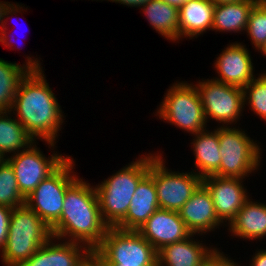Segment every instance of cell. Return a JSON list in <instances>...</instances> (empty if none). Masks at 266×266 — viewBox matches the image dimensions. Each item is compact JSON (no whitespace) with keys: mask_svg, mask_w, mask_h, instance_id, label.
Listing matches in <instances>:
<instances>
[{"mask_svg":"<svg viewBox=\"0 0 266 266\" xmlns=\"http://www.w3.org/2000/svg\"><path fill=\"white\" fill-rule=\"evenodd\" d=\"M52 237L51 228L26 204L12 208L2 264L20 266Z\"/></svg>","mask_w":266,"mask_h":266,"instance_id":"obj_4","label":"cell"},{"mask_svg":"<svg viewBox=\"0 0 266 266\" xmlns=\"http://www.w3.org/2000/svg\"><path fill=\"white\" fill-rule=\"evenodd\" d=\"M140 9L150 26L165 39L179 42V10L161 0H149Z\"/></svg>","mask_w":266,"mask_h":266,"instance_id":"obj_23","label":"cell"},{"mask_svg":"<svg viewBox=\"0 0 266 266\" xmlns=\"http://www.w3.org/2000/svg\"><path fill=\"white\" fill-rule=\"evenodd\" d=\"M36 142L25 150L6 157L14 170L18 188L24 198H27L44 179L69 157L57 153L55 150L53 154L49 155L50 157H46Z\"/></svg>","mask_w":266,"mask_h":266,"instance_id":"obj_11","label":"cell"},{"mask_svg":"<svg viewBox=\"0 0 266 266\" xmlns=\"http://www.w3.org/2000/svg\"><path fill=\"white\" fill-rule=\"evenodd\" d=\"M240 127H218L221 162L213 174L220 177L245 179L259 170L261 145L247 135Z\"/></svg>","mask_w":266,"mask_h":266,"instance_id":"obj_5","label":"cell"},{"mask_svg":"<svg viewBox=\"0 0 266 266\" xmlns=\"http://www.w3.org/2000/svg\"><path fill=\"white\" fill-rule=\"evenodd\" d=\"M162 152L150 153L149 173L153 176L160 209L179 211L202 183L194 173L172 171L165 165ZM164 159V160H163Z\"/></svg>","mask_w":266,"mask_h":266,"instance_id":"obj_9","label":"cell"},{"mask_svg":"<svg viewBox=\"0 0 266 266\" xmlns=\"http://www.w3.org/2000/svg\"><path fill=\"white\" fill-rule=\"evenodd\" d=\"M103 266H138V265H103Z\"/></svg>","mask_w":266,"mask_h":266,"instance_id":"obj_40","label":"cell"},{"mask_svg":"<svg viewBox=\"0 0 266 266\" xmlns=\"http://www.w3.org/2000/svg\"><path fill=\"white\" fill-rule=\"evenodd\" d=\"M178 212L188 230L197 236L224 226L216 215L209 191L202 183Z\"/></svg>","mask_w":266,"mask_h":266,"instance_id":"obj_15","label":"cell"},{"mask_svg":"<svg viewBox=\"0 0 266 266\" xmlns=\"http://www.w3.org/2000/svg\"><path fill=\"white\" fill-rule=\"evenodd\" d=\"M250 50L242 43L229 44L214 60L218 77L213 80L244 88L256 76Z\"/></svg>","mask_w":266,"mask_h":266,"instance_id":"obj_13","label":"cell"},{"mask_svg":"<svg viewBox=\"0 0 266 266\" xmlns=\"http://www.w3.org/2000/svg\"><path fill=\"white\" fill-rule=\"evenodd\" d=\"M12 116L10 111H0V153L4 158L25 150L35 142L24 126Z\"/></svg>","mask_w":266,"mask_h":266,"instance_id":"obj_25","label":"cell"},{"mask_svg":"<svg viewBox=\"0 0 266 266\" xmlns=\"http://www.w3.org/2000/svg\"><path fill=\"white\" fill-rule=\"evenodd\" d=\"M252 47L258 50L266 41V0H259L252 8L245 29Z\"/></svg>","mask_w":266,"mask_h":266,"instance_id":"obj_28","label":"cell"},{"mask_svg":"<svg viewBox=\"0 0 266 266\" xmlns=\"http://www.w3.org/2000/svg\"><path fill=\"white\" fill-rule=\"evenodd\" d=\"M244 179L210 175L202 178V184L213 199L218 219L226 226L249 199ZM227 224H225V223Z\"/></svg>","mask_w":266,"mask_h":266,"instance_id":"obj_12","label":"cell"},{"mask_svg":"<svg viewBox=\"0 0 266 266\" xmlns=\"http://www.w3.org/2000/svg\"><path fill=\"white\" fill-rule=\"evenodd\" d=\"M138 232L158 251L165 245L183 241L192 233L178 211L156 210Z\"/></svg>","mask_w":266,"mask_h":266,"instance_id":"obj_14","label":"cell"},{"mask_svg":"<svg viewBox=\"0 0 266 266\" xmlns=\"http://www.w3.org/2000/svg\"><path fill=\"white\" fill-rule=\"evenodd\" d=\"M161 1H163L169 5L174 6L175 8H177L179 10L189 0H161Z\"/></svg>","mask_w":266,"mask_h":266,"instance_id":"obj_36","label":"cell"},{"mask_svg":"<svg viewBox=\"0 0 266 266\" xmlns=\"http://www.w3.org/2000/svg\"><path fill=\"white\" fill-rule=\"evenodd\" d=\"M44 73H27L17 88L10 112L35 141H45L54 150L65 115Z\"/></svg>","mask_w":266,"mask_h":266,"instance_id":"obj_1","label":"cell"},{"mask_svg":"<svg viewBox=\"0 0 266 266\" xmlns=\"http://www.w3.org/2000/svg\"><path fill=\"white\" fill-rule=\"evenodd\" d=\"M265 72V73H264ZM244 104L266 121V71L261 72L243 88Z\"/></svg>","mask_w":266,"mask_h":266,"instance_id":"obj_27","label":"cell"},{"mask_svg":"<svg viewBox=\"0 0 266 266\" xmlns=\"http://www.w3.org/2000/svg\"><path fill=\"white\" fill-rule=\"evenodd\" d=\"M74 161L69 155L52 174L25 198V204L50 228L61 217L67 188L79 177L73 170L75 169Z\"/></svg>","mask_w":266,"mask_h":266,"instance_id":"obj_8","label":"cell"},{"mask_svg":"<svg viewBox=\"0 0 266 266\" xmlns=\"http://www.w3.org/2000/svg\"><path fill=\"white\" fill-rule=\"evenodd\" d=\"M93 253L103 265L157 266V250L136 230L108 227Z\"/></svg>","mask_w":266,"mask_h":266,"instance_id":"obj_7","label":"cell"},{"mask_svg":"<svg viewBox=\"0 0 266 266\" xmlns=\"http://www.w3.org/2000/svg\"><path fill=\"white\" fill-rule=\"evenodd\" d=\"M4 156L0 153V164L5 160Z\"/></svg>","mask_w":266,"mask_h":266,"instance_id":"obj_39","label":"cell"},{"mask_svg":"<svg viewBox=\"0 0 266 266\" xmlns=\"http://www.w3.org/2000/svg\"><path fill=\"white\" fill-rule=\"evenodd\" d=\"M80 266H103L99 258L92 252Z\"/></svg>","mask_w":266,"mask_h":266,"instance_id":"obj_34","label":"cell"},{"mask_svg":"<svg viewBox=\"0 0 266 266\" xmlns=\"http://www.w3.org/2000/svg\"><path fill=\"white\" fill-rule=\"evenodd\" d=\"M226 255V256H225ZM228 254L219 251L216 247L212 253L205 259L202 266H241L238 262H234V259L229 258Z\"/></svg>","mask_w":266,"mask_h":266,"instance_id":"obj_29","label":"cell"},{"mask_svg":"<svg viewBox=\"0 0 266 266\" xmlns=\"http://www.w3.org/2000/svg\"><path fill=\"white\" fill-rule=\"evenodd\" d=\"M195 86L201 98L206 123L212 119L217 121L218 126L221 123L220 126L227 127L241 120L245 109L243 88L209 78H202Z\"/></svg>","mask_w":266,"mask_h":266,"instance_id":"obj_10","label":"cell"},{"mask_svg":"<svg viewBox=\"0 0 266 266\" xmlns=\"http://www.w3.org/2000/svg\"><path fill=\"white\" fill-rule=\"evenodd\" d=\"M211 3H213L214 5H218V4H229V3H237L240 2L242 0H209Z\"/></svg>","mask_w":266,"mask_h":266,"instance_id":"obj_37","label":"cell"},{"mask_svg":"<svg viewBox=\"0 0 266 266\" xmlns=\"http://www.w3.org/2000/svg\"><path fill=\"white\" fill-rule=\"evenodd\" d=\"M213 131L203 130L194 134L191 147L195 157V174L204 178L213 175L220 167L221 154L218 126Z\"/></svg>","mask_w":266,"mask_h":266,"instance_id":"obj_22","label":"cell"},{"mask_svg":"<svg viewBox=\"0 0 266 266\" xmlns=\"http://www.w3.org/2000/svg\"><path fill=\"white\" fill-rule=\"evenodd\" d=\"M248 199L242 209L227 225V230L243 240H258L266 237V204Z\"/></svg>","mask_w":266,"mask_h":266,"instance_id":"obj_19","label":"cell"},{"mask_svg":"<svg viewBox=\"0 0 266 266\" xmlns=\"http://www.w3.org/2000/svg\"><path fill=\"white\" fill-rule=\"evenodd\" d=\"M140 156L95 185L101 217L108 227H116L125 218L139 182L149 172L150 153Z\"/></svg>","mask_w":266,"mask_h":266,"instance_id":"obj_3","label":"cell"},{"mask_svg":"<svg viewBox=\"0 0 266 266\" xmlns=\"http://www.w3.org/2000/svg\"><path fill=\"white\" fill-rule=\"evenodd\" d=\"M259 0L214 5L212 31L245 33L249 14Z\"/></svg>","mask_w":266,"mask_h":266,"instance_id":"obj_24","label":"cell"},{"mask_svg":"<svg viewBox=\"0 0 266 266\" xmlns=\"http://www.w3.org/2000/svg\"><path fill=\"white\" fill-rule=\"evenodd\" d=\"M11 213L12 208L0 204V252L6 245Z\"/></svg>","mask_w":266,"mask_h":266,"instance_id":"obj_30","label":"cell"},{"mask_svg":"<svg viewBox=\"0 0 266 266\" xmlns=\"http://www.w3.org/2000/svg\"><path fill=\"white\" fill-rule=\"evenodd\" d=\"M0 204L10 208L25 204L14 170L6 159L0 164Z\"/></svg>","mask_w":266,"mask_h":266,"instance_id":"obj_26","label":"cell"},{"mask_svg":"<svg viewBox=\"0 0 266 266\" xmlns=\"http://www.w3.org/2000/svg\"><path fill=\"white\" fill-rule=\"evenodd\" d=\"M10 3L11 2L0 1V33L4 25L7 24V19L10 16L15 15L17 13L20 14L25 9L27 10V8H24V6H22L21 4H15L14 2H12L11 4Z\"/></svg>","mask_w":266,"mask_h":266,"instance_id":"obj_31","label":"cell"},{"mask_svg":"<svg viewBox=\"0 0 266 266\" xmlns=\"http://www.w3.org/2000/svg\"><path fill=\"white\" fill-rule=\"evenodd\" d=\"M250 266H266V249H259L253 253Z\"/></svg>","mask_w":266,"mask_h":266,"instance_id":"obj_32","label":"cell"},{"mask_svg":"<svg viewBox=\"0 0 266 266\" xmlns=\"http://www.w3.org/2000/svg\"><path fill=\"white\" fill-rule=\"evenodd\" d=\"M194 83L176 81L167 89L156 111L161 121H166L179 129L197 134L208 129L201 98Z\"/></svg>","mask_w":266,"mask_h":266,"instance_id":"obj_6","label":"cell"},{"mask_svg":"<svg viewBox=\"0 0 266 266\" xmlns=\"http://www.w3.org/2000/svg\"><path fill=\"white\" fill-rule=\"evenodd\" d=\"M107 229L95 186L78 177L66 190L61 217L51 227L52 236L80 243L94 252Z\"/></svg>","mask_w":266,"mask_h":266,"instance_id":"obj_2","label":"cell"},{"mask_svg":"<svg viewBox=\"0 0 266 266\" xmlns=\"http://www.w3.org/2000/svg\"><path fill=\"white\" fill-rule=\"evenodd\" d=\"M193 237L195 234L158 250L157 266H202L216 247H209Z\"/></svg>","mask_w":266,"mask_h":266,"instance_id":"obj_18","label":"cell"},{"mask_svg":"<svg viewBox=\"0 0 266 266\" xmlns=\"http://www.w3.org/2000/svg\"><path fill=\"white\" fill-rule=\"evenodd\" d=\"M93 1V0H92ZM96 1V0H95ZM98 1V0H97ZM103 1V0H102ZM110 2L119 3L120 5H126L128 7L140 8L143 4L148 2L149 0H107Z\"/></svg>","mask_w":266,"mask_h":266,"instance_id":"obj_33","label":"cell"},{"mask_svg":"<svg viewBox=\"0 0 266 266\" xmlns=\"http://www.w3.org/2000/svg\"><path fill=\"white\" fill-rule=\"evenodd\" d=\"M159 209L153 176L148 174L139 182L125 218L116 226L122 230L138 231Z\"/></svg>","mask_w":266,"mask_h":266,"instance_id":"obj_17","label":"cell"},{"mask_svg":"<svg viewBox=\"0 0 266 266\" xmlns=\"http://www.w3.org/2000/svg\"><path fill=\"white\" fill-rule=\"evenodd\" d=\"M91 253L80 243L52 237L20 266H80Z\"/></svg>","mask_w":266,"mask_h":266,"instance_id":"obj_16","label":"cell"},{"mask_svg":"<svg viewBox=\"0 0 266 266\" xmlns=\"http://www.w3.org/2000/svg\"><path fill=\"white\" fill-rule=\"evenodd\" d=\"M213 14L214 4L209 0H189L179 9V41L212 30Z\"/></svg>","mask_w":266,"mask_h":266,"instance_id":"obj_20","label":"cell"},{"mask_svg":"<svg viewBox=\"0 0 266 266\" xmlns=\"http://www.w3.org/2000/svg\"><path fill=\"white\" fill-rule=\"evenodd\" d=\"M25 64L0 58V111H10L17 88L29 71H43L40 59L25 56Z\"/></svg>","mask_w":266,"mask_h":266,"instance_id":"obj_21","label":"cell"},{"mask_svg":"<svg viewBox=\"0 0 266 266\" xmlns=\"http://www.w3.org/2000/svg\"><path fill=\"white\" fill-rule=\"evenodd\" d=\"M258 52L262 53V56L266 57V41L263 43V45L258 49Z\"/></svg>","mask_w":266,"mask_h":266,"instance_id":"obj_38","label":"cell"},{"mask_svg":"<svg viewBox=\"0 0 266 266\" xmlns=\"http://www.w3.org/2000/svg\"><path fill=\"white\" fill-rule=\"evenodd\" d=\"M8 27H6V25H4L3 29L1 30L0 33V42L2 43V45H4V47H8L9 49H13V43H10V39H9V35L7 34V29ZM13 40V39H11ZM19 45V44H18ZM19 49V48H18Z\"/></svg>","mask_w":266,"mask_h":266,"instance_id":"obj_35","label":"cell"}]
</instances>
